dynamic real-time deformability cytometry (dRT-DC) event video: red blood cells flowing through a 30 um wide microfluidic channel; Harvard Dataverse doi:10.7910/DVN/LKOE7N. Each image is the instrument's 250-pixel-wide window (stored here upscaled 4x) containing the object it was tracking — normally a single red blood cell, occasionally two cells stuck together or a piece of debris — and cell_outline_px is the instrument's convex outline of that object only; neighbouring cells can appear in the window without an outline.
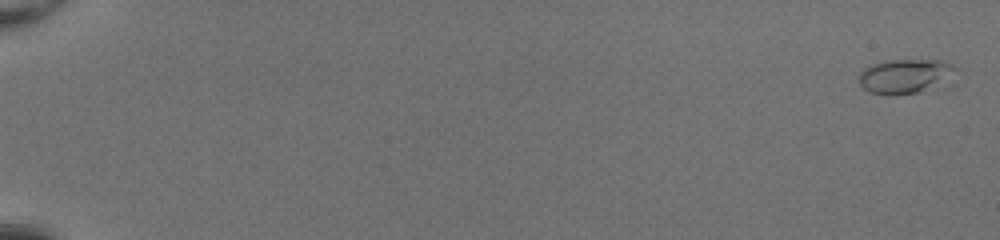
{"species": "common noctule bat (a hibernating species)", "species_latin": "Nyctalus noctula", "temperature_condition": "room temperature", "stored_images_in_passage": 53, "camera_frame_rate_fps": 3000, "um_per_image_px": 0.085, "animal": {"sex": "female", "body_mass_g": 20.0, "forearm_length_mm": 54.0}, "frame": {"image": 1, "passage_image": 2, "time_ms": 0.333, "image_size_px": [1000, 240], "cell_outline_px": [[956, 68], [920, 92], [896, 96], [888, 96], [868, 92], [860, 84], [856, 76], [864, 68], [872, 64], [884, 60], [944, 60], [952, 64]], "centroid_in_image_um": [76.71, 6.47], "position_along_channel_um": 8.3, "area_um2": 18.79}}
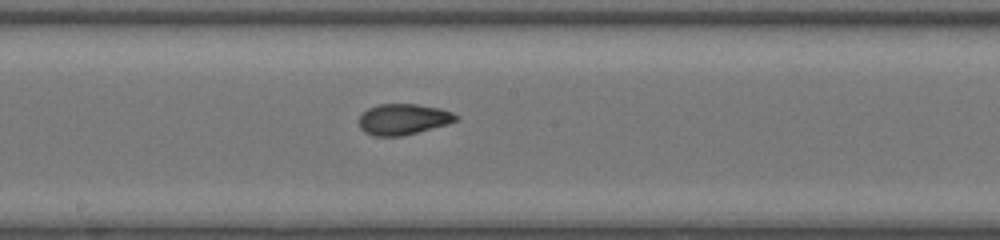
{"frame": {"image": 2, "passage_image": 32, "time_ms": 10.333, "image_size_px": [1000, 240], "cell_outline_px": [[460, 120], [448, 124], [400, 136], [372, 136], [364, 132], [360, 128], [360, 116], [368, 108], [376, 104], [416, 104], [440, 108], [452, 112], [460, 116]], "centroid_in_image_um": [34.3, 10.13], "position_along_channel_um": 213.9, "area_um2": 17.51}}
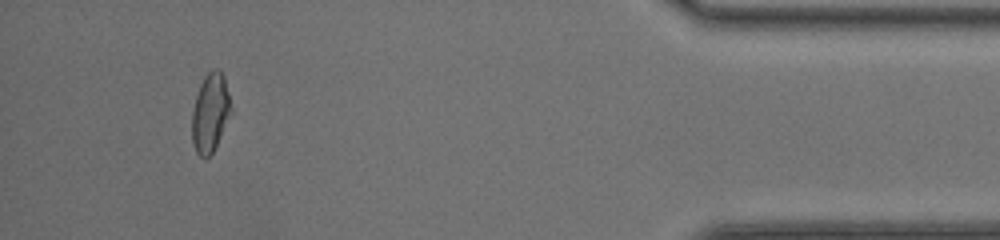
{"frame": {"image": 3, "passage_image": 50, "time_ms": 16.333, "image_size_px": [1000, 240], "cell_outline_px": [[232, 112], [212, 152], [208, 156], [200, 156], [196, 152], [192, 140], [192, 112], [196, 96], [200, 84], [204, 76], [212, 68], [216, 68], [224, 76], [232, 108]], "centroid_in_image_um": [17.87, 9.54], "position_along_channel_um": 417.3, "area_um2": 17.69}, "authors_computed_cell_mechanics": {"area_um2": 17.629, "velocity_mm_per_s": 4.2377, "shape_relaxation_time_tau1_ms": 4.4976, "shape_relaxation_time_tau2_ms": 1.2593, "deformation_change_tau1": 0.1541, "deformation_change_tau2": 0.0555}}